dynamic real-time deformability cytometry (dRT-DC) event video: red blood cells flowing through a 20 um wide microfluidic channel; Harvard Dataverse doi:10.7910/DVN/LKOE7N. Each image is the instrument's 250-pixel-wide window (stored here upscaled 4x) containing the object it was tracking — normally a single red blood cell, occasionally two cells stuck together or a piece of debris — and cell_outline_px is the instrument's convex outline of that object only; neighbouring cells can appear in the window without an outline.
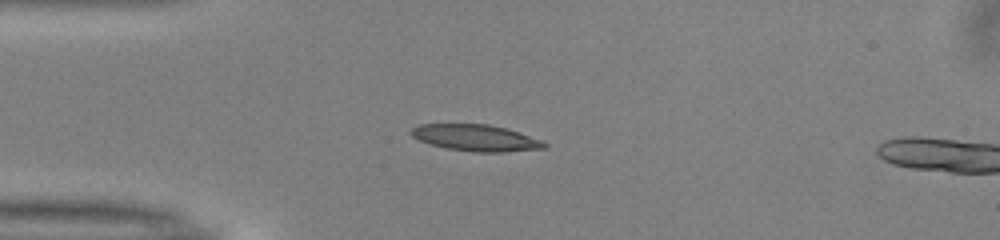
{"species": "common noctule bat (a hibernating species)", "species_latin": "Nyctalus noctula", "temperature_condition": "warm", "stored_images_in_passage": 4, "camera_frame_rate_fps": 3000, "um_per_image_px": 0.085, "animal": {"sex": "male", "body_mass_g": 13.0, "forearm_length_mm": 53.1}, "frame": {"image": 1, "passage_image": 1, "time_ms": 0.0, "image_size_px": [1000, 240], "cell_outline_px": [[548, 144], [544, 148], [504, 152], [472, 152], [448, 148], [432, 144], [420, 140], [412, 136], [408, 132], [416, 124], [488, 124], [504, 128], [544, 140]], "centroid_in_image_um": [40.44, 11.71], "position_along_channel_um": 44.6, "area_um2": 20.46}}